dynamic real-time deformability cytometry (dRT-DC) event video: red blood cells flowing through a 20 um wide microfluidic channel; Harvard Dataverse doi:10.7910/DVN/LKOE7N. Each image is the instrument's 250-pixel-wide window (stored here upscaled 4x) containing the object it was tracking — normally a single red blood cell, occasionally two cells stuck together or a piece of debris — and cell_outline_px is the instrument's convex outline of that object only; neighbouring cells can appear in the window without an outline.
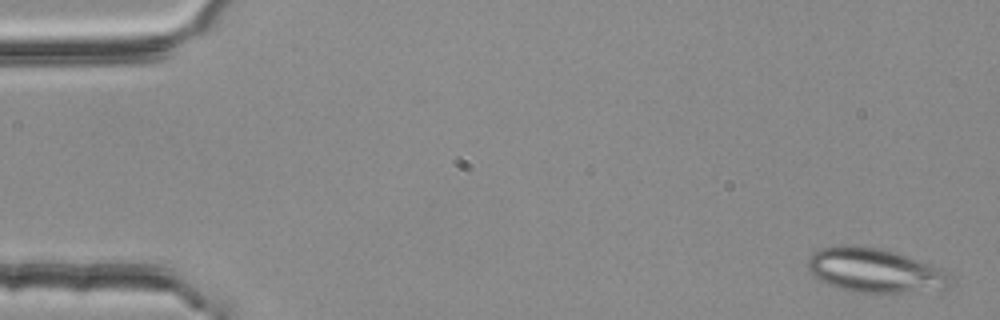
{"species": "common noctule bat (a hibernating species)", "species_latin": "Nyctalus noctula", "temperature_condition": "room temperature", "stored_images_in_passage": 5, "camera_frame_rate_fps": 3000, "um_per_image_px": 0.085, "animal": {"sex": "female", "body_mass_g": 25.1}, "frame": {"image": 1, "passage_image": 1, "time_ms": 0.0, "image_size_px": [1000, 320], "cell_outline_px": [[956, 284], [948, 288], [892, 296], [852, 292], [836, 288], [812, 276], [808, 268], [808, 256], [812, 252], [820, 248], [844, 244], [852, 244], [880, 248], [896, 252], [944, 268], [952, 276]], "centroid_in_image_um": [74.45, 23.03], "position_along_channel_um": 10.6, "area_um2": 38.73}}